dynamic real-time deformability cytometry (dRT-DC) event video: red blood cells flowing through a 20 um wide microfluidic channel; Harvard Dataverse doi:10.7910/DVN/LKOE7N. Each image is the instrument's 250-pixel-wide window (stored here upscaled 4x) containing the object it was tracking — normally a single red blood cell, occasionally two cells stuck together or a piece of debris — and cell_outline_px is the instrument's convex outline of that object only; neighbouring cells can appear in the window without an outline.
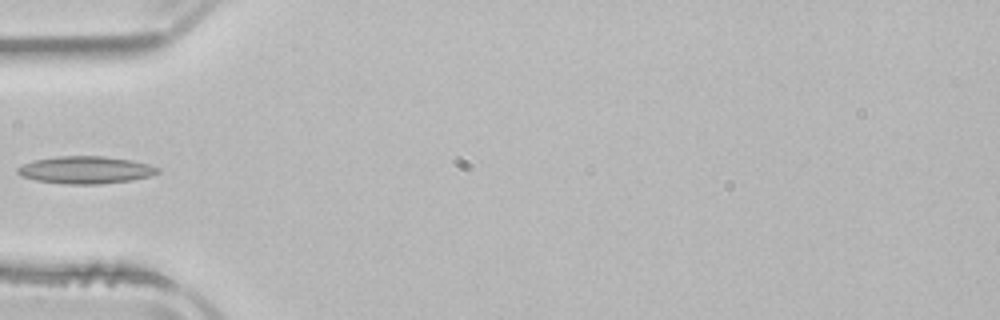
{"species": "common noctule bat (a hibernating species)", "species_latin": "Nyctalus noctula", "temperature_condition": "room temperature", "stored_images_in_passage": 5, "camera_frame_rate_fps": 3000, "um_per_image_px": 0.085, "animal": {"sex": "male", "body_mass_g": 21.5, "forearm_length_mm": 52.0}, "frame": {"image": 1, "passage_image": 5, "time_ms": 5.0, "image_size_px": [1000, 320], "cell_outline_px": [[160, 172], [152, 176], [132, 180], [96, 184], [68, 184], [36, 180], [24, 176], [16, 172], [16, 168], [24, 164], [36, 160], [56, 156], [104, 156], [132, 160], [148, 164], [160, 168]], "centroid_in_image_um": [7.33, 14.44], "position_along_channel_um": 77.7, "area_um2": 22.25}}